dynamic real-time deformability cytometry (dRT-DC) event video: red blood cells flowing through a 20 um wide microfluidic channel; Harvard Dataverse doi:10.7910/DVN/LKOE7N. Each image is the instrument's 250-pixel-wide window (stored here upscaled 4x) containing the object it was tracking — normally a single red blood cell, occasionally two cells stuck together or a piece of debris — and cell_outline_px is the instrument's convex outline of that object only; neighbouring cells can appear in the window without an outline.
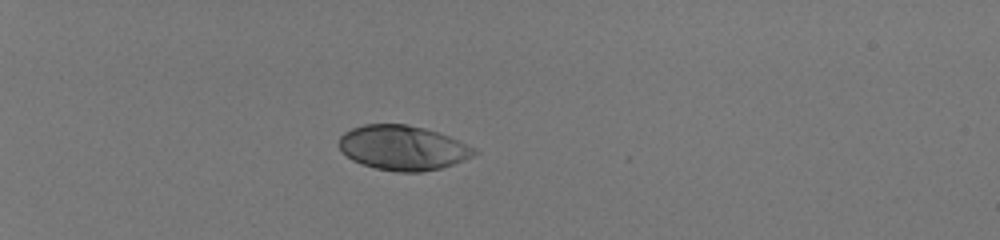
{"species": "human", "species_latin": "Homo sapiens", "temperature_condition": "room temperature", "stored_images_in_passage": 38, "camera_frame_rate_fps": 3000, "um_per_image_px": 0.085, "donor": {"sex": "male"}, "frame": {"image": 1, "passage_image": 1, "time_ms": 0.0, "image_size_px": [1000, 240], "cell_outline_px": [[480, 152], [464, 160], [440, 168], [420, 172], [396, 172], [376, 168], [360, 164], [352, 160], [340, 148], [340, 136], [344, 132], [352, 128], [364, 124], [404, 124], [424, 128], [448, 136], [476, 148]], "centroid_in_image_um": [34.24, 12.57], "position_along_channel_um": 50.8, "area_um2": 35.03}}
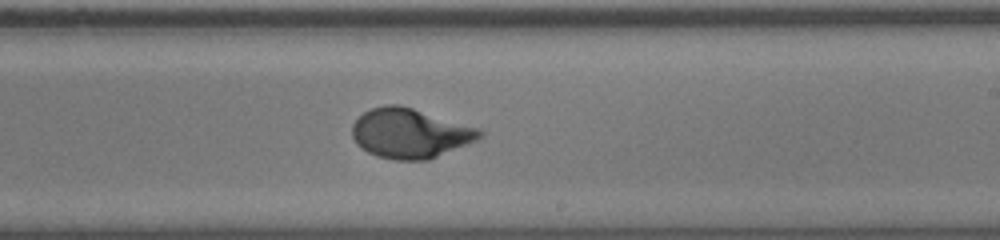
{"frame": {"image": 2, "passage_image": 21, "time_ms": 6.667, "image_size_px": [1000, 240], "cell_outline_px": [[484, 136], [476, 140], [428, 160], [392, 160], [376, 156], [368, 152], [356, 144], [352, 136], [352, 124], [364, 112], [372, 108], [384, 104], [400, 104], [480, 128], [484, 132]], "centroid_in_image_um": [34.84, 11.32], "position_along_channel_um": 254.2, "area_um2": 37.05}}
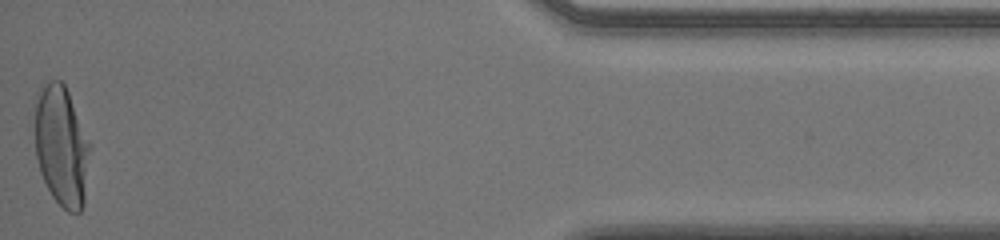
{"frame": {"image": 3, "passage_image": 38, "time_ms": 12.333, "image_size_px": [1000, 240], "cell_outline_px": [[92, 148], [84, 204], [80, 212], [68, 212], [52, 196], [40, 172], [36, 156], [36, 92], [40, 84], [48, 80], [60, 80], [64, 84], [68, 92], [92, 144]], "centroid_in_image_um": [5.26, 12.39], "position_along_channel_um": 429.9, "area_um2": 39.25}, "authors_computed_cell_mechanics": {"area_um2": 36.0961, "velocity_mm_per_s": 4.0143, "shape_relaxation_time_tau1_ms": 3.1728, "shape_relaxation_time_tau2_ms": null, "deformation_change_tau1": 0.1992, "deformation_change_tau2": null}}